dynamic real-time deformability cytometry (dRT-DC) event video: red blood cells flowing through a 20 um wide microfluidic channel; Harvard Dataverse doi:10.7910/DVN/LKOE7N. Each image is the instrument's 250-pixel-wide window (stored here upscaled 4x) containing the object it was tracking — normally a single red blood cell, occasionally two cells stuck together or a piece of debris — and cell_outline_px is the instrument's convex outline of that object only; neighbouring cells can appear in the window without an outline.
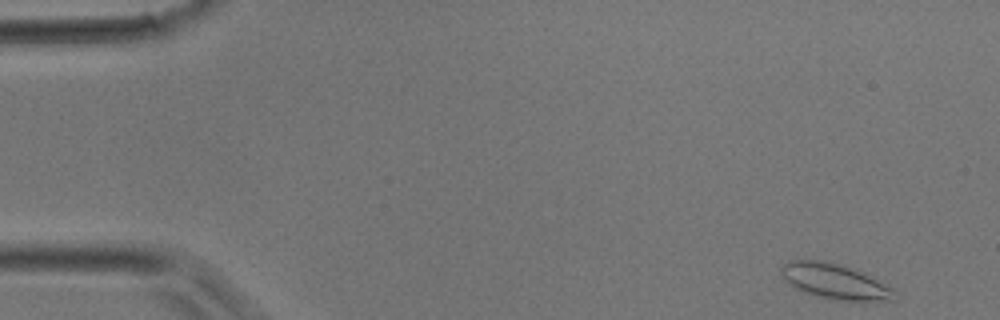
{"species": "common noctule bat (a hibernating species)", "species_latin": "Nyctalus noctula", "temperature_condition": "room temperature", "stored_images_in_passage": 39, "camera_frame_rate_fps": 3000, "um_per_image_px": 0.085, "animal": {"sex": "male", "body_mass_g": 17.9}, "frame": {"image": 1, "passage_image": 1, "time_ms": 0.0, "image_size_px": [1000, 320], "cell_outline_px": [[900, 300], [864, 304], [856, 304], [828, 300], [804, 292], [788, 284], [784, 280], [780, 272], [780, 268], [788, 260], [824, 260], [844, 264], [864, 272], [892, 288]], "centroid_in_image_um": [71.06, 23.98], "position_along_channel_um": 13.9, "area_um2": 24.85}}
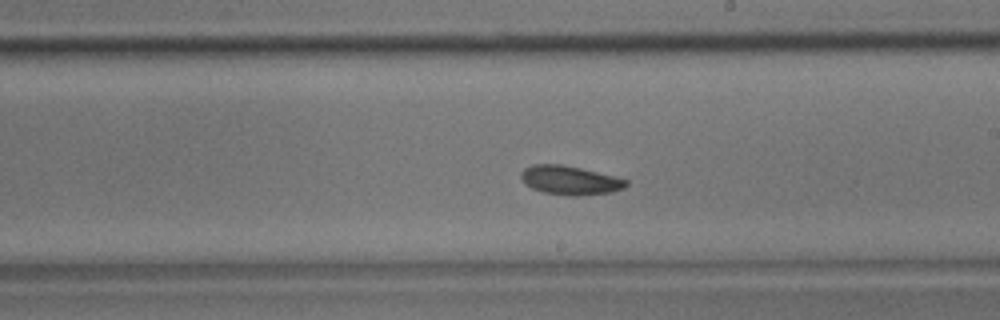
{"frame": {"image": 2, "passage_image": 22, "time_ms": 7.0, "image_size_px": [1000, 320], "cell_outline_px": [[628, 184], [624, 188], [612, 192], [580, 196], [568, 196], [544, 192], [532, 188], [524, 184], [520, 176], [520, 172], [524, 168], [532, 164], [560, 164], [580, 168], [628, 180]], "centroid_in_image_um": [48.41, 15.33], "position_along_channel_um": 240.6, "area_um2": 17.74}}
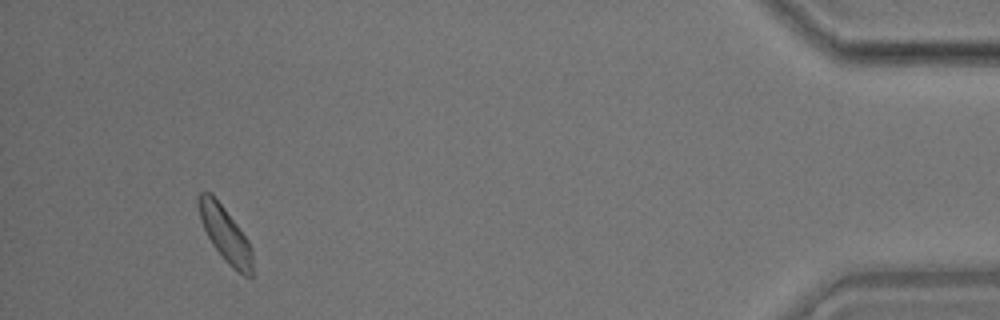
{"frame": {"image": 3, "passage_image": 37, "time_ms": 12.0, "image_size_px": [1000, 320], "cell_outline_px": [[252, 276], [244, 276], [236, 272], [224, 260], [212, 244], [200, 220], [196, 204], [196, 200], [200, 192], [212, 192], [248, 240], [252, 248]], "centroid_in_image_um": [19.12, 19.89], "position_along_channel_um": 416.1, "area_um2": 17.4}}